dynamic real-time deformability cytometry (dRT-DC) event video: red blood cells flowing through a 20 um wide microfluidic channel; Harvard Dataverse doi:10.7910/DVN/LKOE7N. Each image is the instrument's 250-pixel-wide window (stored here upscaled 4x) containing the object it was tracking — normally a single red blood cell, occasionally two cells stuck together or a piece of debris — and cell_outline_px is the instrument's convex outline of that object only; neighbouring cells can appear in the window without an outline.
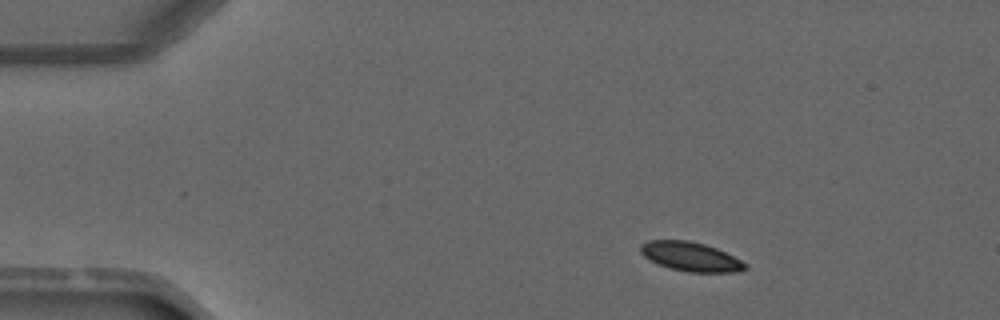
{"species": "common noctule bat (a hibernating species)", "species_latin": "Nyctalus noctula", "temperature_condition": "warm", "stored_images_in_passage": 2, "camera_frame_rate_fps": 3000, "um_per_image_px": 0.085, "animal": {"sex": "male", "forearm_length_mm": 52.5}, "frame": {"image": 1, "passage_image": 2, "time_ms": 2.0, "image_size_px": [1000, 320], "cell_outline_px": [[748, 268], [740, 272], [688, 272], [668, 268], [644, 256], [640, 252], [640, 244], [648, 240], [688, 240], [704, 244], [716, 248], [748, 264]], "centroid_in_image_um": [58.71, 21.81], "position_along_channel_um": 26.3, "area_um2": 17.74}}